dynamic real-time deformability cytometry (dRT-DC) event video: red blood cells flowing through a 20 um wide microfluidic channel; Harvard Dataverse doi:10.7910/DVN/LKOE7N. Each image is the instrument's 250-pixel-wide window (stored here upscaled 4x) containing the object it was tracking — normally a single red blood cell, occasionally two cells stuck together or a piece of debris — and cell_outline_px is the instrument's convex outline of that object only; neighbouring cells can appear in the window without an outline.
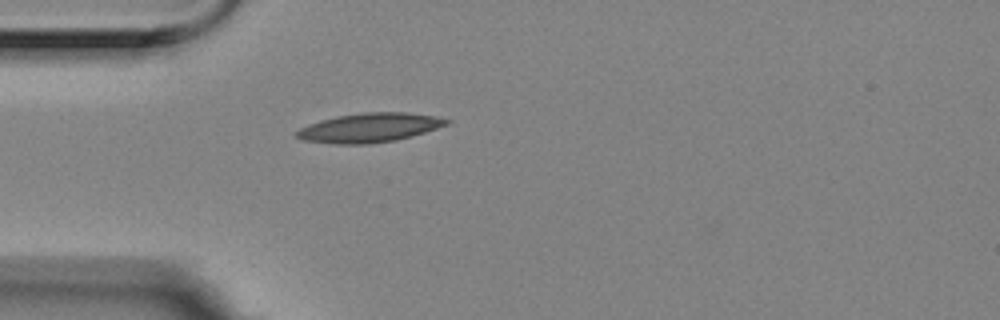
{"species": "Egyptian fruit bat (a non-hibernating species)", "species_latin": "Rousettus aegyptiacus", "temperature_condition": "room temperature", "stored_images_in_passage": 1, "camera_frame_rate_fps": 3000, "um_per_image_px": 0.085, "animal": {"sex": "female"}, "frame": {"image": 1, "passage_image": 1, "time_ms": 0.0, "image_size_px": [1000, 320], "cell_outline_px": [[452, 120], [448, 124], [412, 136], [396, 140], [368, 144], [336, 144], [304, 140], [296, 136], [296, 132], [300, 128], [308, 124], [320, 120], [336, 116], [364, 112], [408, 112], [436, 116]], "centroid_in_image_um": [31.41, 10.85], "position_along_channel_um": 53.6, "area_um2": 25.49}}